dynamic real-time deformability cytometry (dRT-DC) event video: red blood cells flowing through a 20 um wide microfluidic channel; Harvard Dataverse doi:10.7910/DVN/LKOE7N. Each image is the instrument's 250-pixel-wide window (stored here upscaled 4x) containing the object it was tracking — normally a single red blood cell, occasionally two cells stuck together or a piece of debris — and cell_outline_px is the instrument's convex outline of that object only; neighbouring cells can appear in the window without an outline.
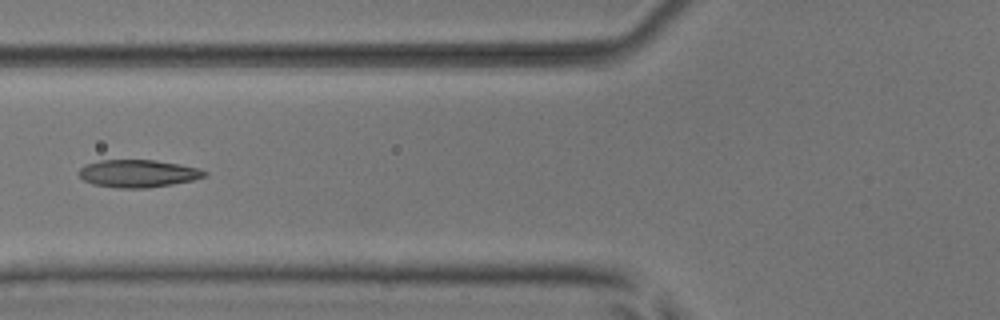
{"species": "common noctule bat (a hibernating species)", "species_latin": "Nyctalus noctula", "temperature_condition": "room temperature", "stored_images_in_passage": 8, "camera_frame_rate_fps": 3000, "um_per_image_px": 0.085, "animal": {"sex": "male", "body_mass_g": 17.9, "forearm_length_mm": 54.2}, "frame": {"image": 1, "passage_image": 7, "time_ms": 2.0, "image_size_px": [1000, 320], "cell_outline_px": [[208, 176], [192, 180], [172, 184], [148, 188], [120, 188], [92, 184], [84, 180], [76, 172], [84, 164], [100, 160], [156, 160], [180, 164], [200, 168], [208, 172]], "centroid_in_image_um": [11.74, 14.74], "position_along_channel_um": 114.1, "area_um2": 20.4}}
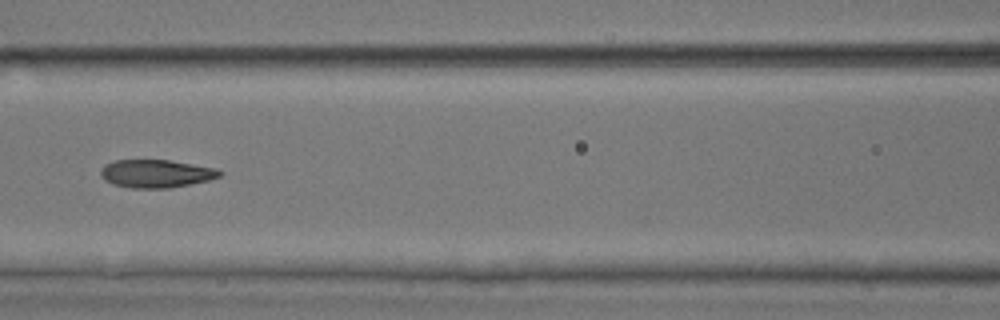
{"frame": {"image": 2, "passage_image": 8, "time_ms": 2.333, "image_size_px": [1000, 320], "cell_outline_px": [[224, 172], [220, 176], [208, 180], [168, 188], [132, 188], [112, 184], [104, 180], [100, 176], [100, 172], [104, 164], [116, 160], [168, 160], [216, 168]], "centroid_in_image_um": [13.24, 14.75], "position_along_channel_um": 153.4, "area_um2": 19.36}}